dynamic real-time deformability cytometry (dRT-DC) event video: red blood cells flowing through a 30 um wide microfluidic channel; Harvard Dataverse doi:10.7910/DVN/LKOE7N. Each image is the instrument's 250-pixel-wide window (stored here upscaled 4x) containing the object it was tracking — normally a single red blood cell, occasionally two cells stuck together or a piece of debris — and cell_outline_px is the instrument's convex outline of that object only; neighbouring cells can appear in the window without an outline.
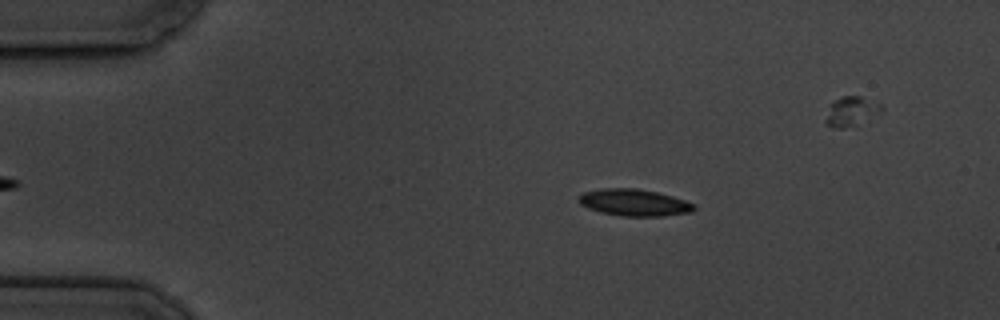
{"species": "common noctule bat (a hibernating species)", "species_latin": "Nyctalus noctula", "temperature_condition": "cold", "stored_images_in_passage": 6, "camera_frame_rate_fps": 3000, "um_per_image_px": 0.085, "animal": {"sex": "male", "body_mass_g": 19.5, "forearm_length_mm": 54.6}, "frame": {"image": 1, "passage_image": 2, "time_ms": 1.0, "image_size_px": [1000, 320], "cell_outline_px": [[696, 208], [692, 212], [660, 216], [620, 216], [600, 212], [588, 208], [580, 204], [580, 196], [584, 192], [600, 188], [636, 188], [656, 192], [672, 196], [696, 204]], "centroid_in_image_um": [53.92, 17.22], "position_along_channel_um": 31.1, "area_um2": 17.98}}
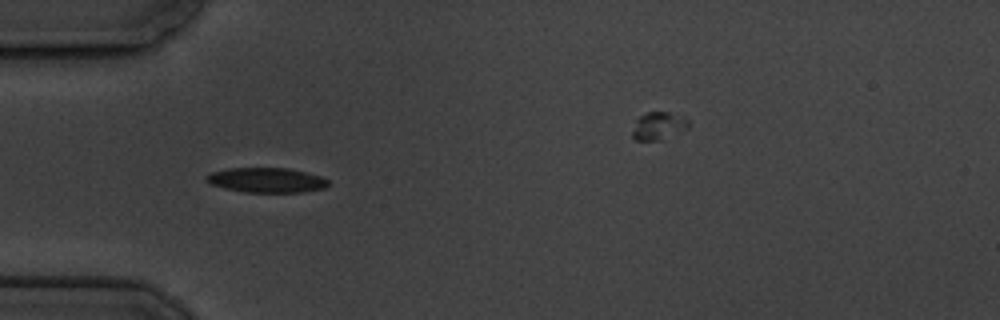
{"frame": {"image": 2, "passage_image": 4, "time_ms": 3.333, "image_size_px": [1000, 320], "cell_outline_px": [[328, 184], [324, 188], [300, 192], [244, 192], [224, 188], [212, 184], [204, 180], [204, 176], [212, 172], [228, 168], [288, 168], [320, 176], [328, 180]], "centroid_in_image_um": [22.61, 15.31], "position_along_channel_um": 62.4, "area_um2": 17.51}}